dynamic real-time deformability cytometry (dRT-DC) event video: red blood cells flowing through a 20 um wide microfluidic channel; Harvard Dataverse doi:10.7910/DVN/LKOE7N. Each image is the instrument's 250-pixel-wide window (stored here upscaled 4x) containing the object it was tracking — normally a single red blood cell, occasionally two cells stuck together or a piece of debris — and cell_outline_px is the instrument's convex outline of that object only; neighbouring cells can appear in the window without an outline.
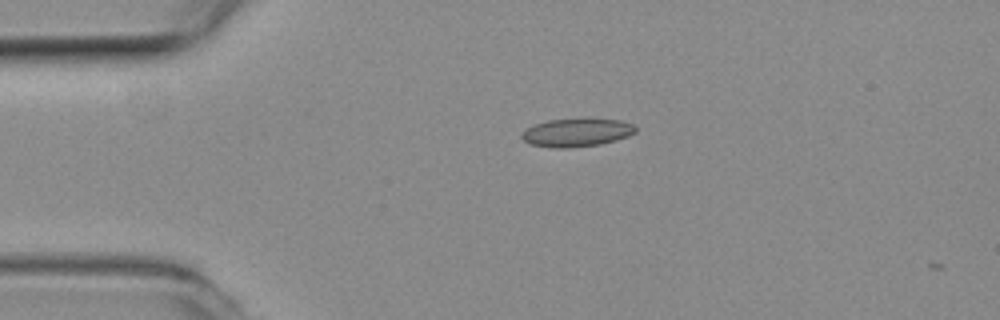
{"species": "common noctule bat (a hibernating species)", "species_latin": "Nyctalus noctula", "temperature_condition": "room temperature", "stored_images_in_passage": 3, "camera_frame_rate_fps": 3000, "um_per_image_px": 0.085, "animal": {"sex": "female", "body_mass_g": 19.3, "forearm_length_mm": 54.1}, "frame": {"image": 1, "passage_image": 1, "time_ms": 0.0, "image_size_px": [1000, 320], "cell_outline_px": [[636, 132], [628, 136], [616, 140], [600, 144], [572, 148], [552, 148], [528, 144], [520, 136], [528, 128], [536, 124], [548, 120], [588, 116], [620, 120], [632, 124], [636, 128]], "centroid_in_image_um": [49.04, 11.23], "position_along_channel_um": 36.0, "area_um2": 19.36}}